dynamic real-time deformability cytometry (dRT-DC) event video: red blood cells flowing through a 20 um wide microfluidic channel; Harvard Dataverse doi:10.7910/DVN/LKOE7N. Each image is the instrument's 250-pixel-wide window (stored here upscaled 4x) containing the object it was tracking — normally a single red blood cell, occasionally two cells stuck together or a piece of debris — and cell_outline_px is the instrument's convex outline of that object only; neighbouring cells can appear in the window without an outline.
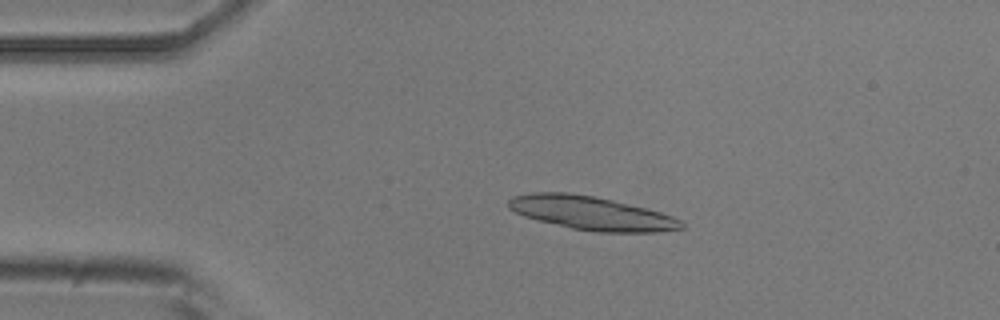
{"species": "common noctule bat (a hibernating species)", "species_latin": "Nyctalus noctula", "temperature_condition": "room temperature", "stored_images_in_passage": 8, "camera_frame_rate_fps": 3000, "um_per_image_px": 0.085, "animal": {"sex": "male", "body_mass_g": 20.5, "forearm_length_mm": 52.5}, "frame": {"image": 1, "passage_image": 1, "time_ms": 0.0, "image_size_px": [1000, 320], "cell_outline_px": [[684, 228], [660, 232], [596, 232], [572, 228], [524, 216], [508, 208], [508, 200], [512, 196], [532, 192], [568, 192], [592, 196], [612, 200], [660, 212], [672, 216], [680, 220], [684, 224]], "centroid_in_image_um": [50.26, 18.11], "position_along_channel_um": 34.7, "area_um2": 33.58}}